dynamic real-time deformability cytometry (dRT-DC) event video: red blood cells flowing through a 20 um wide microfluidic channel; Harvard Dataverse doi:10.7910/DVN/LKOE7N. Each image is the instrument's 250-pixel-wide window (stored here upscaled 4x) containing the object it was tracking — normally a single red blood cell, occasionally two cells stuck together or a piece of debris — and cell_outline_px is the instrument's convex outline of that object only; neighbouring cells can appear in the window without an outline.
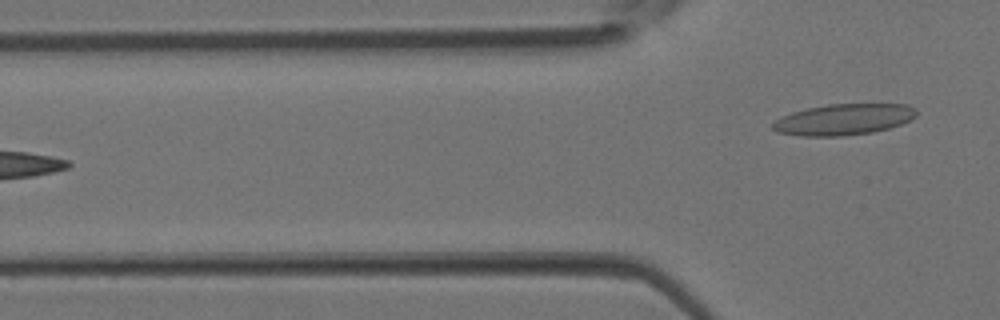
{"species": "Egyptian fruit bat (a non-hibernating species)", "species_latin": "Rousettus aegyptiacus", "temperature_condition": "room temperature", "stored_images_in_passage": 4, "camera_frame_rate_fps": 3000, "um_per_image_px": 0.085, "animal": {"sex": "female"}, "frame": {"image": 1, "passage_image": 4, "time_ms": 1.0, "image_size_px": [1000, 320], "cell_outline_px": [[916, 116], [912, 120], [888, 128], [872, 132], [844, 136], [800, 136], [776, 132], [772, 128], [772, 124], [776, 120], [792, 112], [808, 108], [828, 104], [908, 104], [916, 108]], "centroid_in_image_um": [71.73, 10.15], "position_along_channel_um": 54.1, "area_um2": 26.07}}